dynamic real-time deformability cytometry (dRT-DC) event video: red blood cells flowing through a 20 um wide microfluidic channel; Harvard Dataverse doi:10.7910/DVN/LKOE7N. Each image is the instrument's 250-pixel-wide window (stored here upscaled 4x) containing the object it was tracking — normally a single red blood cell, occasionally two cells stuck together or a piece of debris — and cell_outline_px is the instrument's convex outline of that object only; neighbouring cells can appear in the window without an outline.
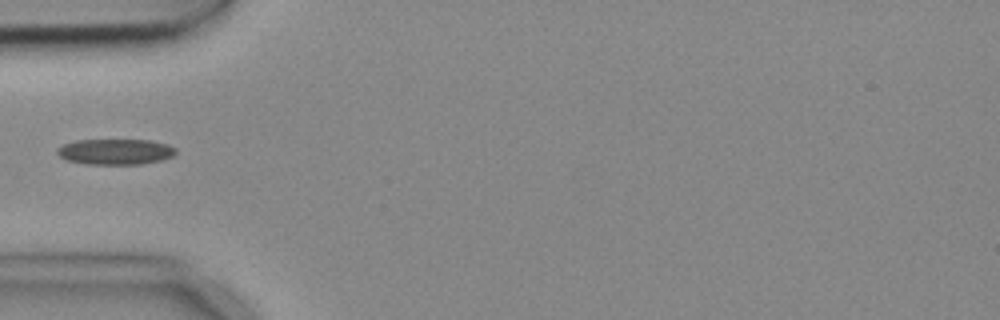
{"species": "common noctule bat (a hibernating species)", "species_latin": "Nyctalus noctula", "temperature_condition": "cold", "stored_images_in_passage": 3, "camera_frame_rate_fps": 3000, "um_per_image_px": 0.085, "animal": {"sex": "female", "body_mass_g": 18.4}, "frame": {"image": 1, "passage_image": 3, "time_ms": 0.667, "image_size_px": [1000, 320], "cell_outline_px": [[176, 152], [172, 156], [160, 160], [140, 164], [84, 164], [68, 160], [60, 156], [56, 152], [56, 148], [64, 144], [76, 140], [152, 140], [168, 144], [176, 148]], "centroid_in_image_um": [9.8, 12.89], "position_along_channel_um": 75.2, "area_um2": 17.74}}